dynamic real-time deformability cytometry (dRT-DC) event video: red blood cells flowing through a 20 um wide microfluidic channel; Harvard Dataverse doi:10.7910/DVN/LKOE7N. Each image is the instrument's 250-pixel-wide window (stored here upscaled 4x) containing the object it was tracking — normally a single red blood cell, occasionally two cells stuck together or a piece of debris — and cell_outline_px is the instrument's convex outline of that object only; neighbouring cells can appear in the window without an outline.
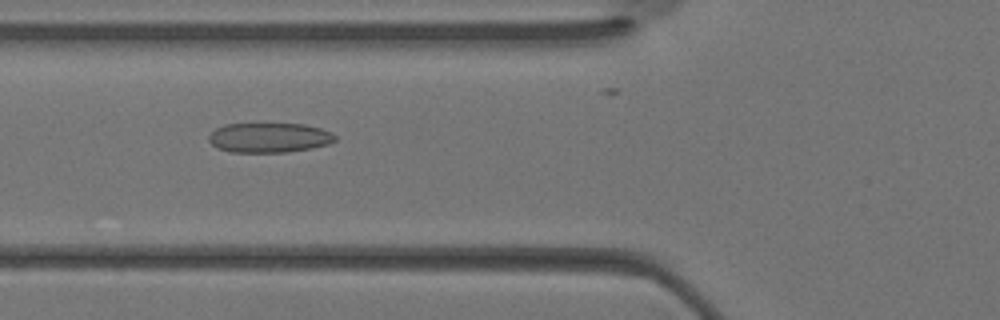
{"species": "Egyptian fruit bat (a non-hibernating species)", "species_latin": "Rousettus aegyptiacus", "temperature_condition": "warm", "stored_images_in_passage": 29, "camera_frame_rate_fps": 3000, "um_per_image_px": 0.085, "animal": {"sex": "female"}, "frame": {"image": 1, "passage_image": 13, "time_ms": 4.0, "image_size_px": [1000, 320], "cell_outline_px": [[336, 140], [328, 144], [312, 148], [288, 152], [232, 152], [216, 148], [208, 140], [208, 136], [216, 128], [224, 124], [304, 124], [320, 128], [332, 132], [336, 136]], "centroid_in_image_um": [22.88, 11.7], "position_along_channel_um": 102.9, "area_um2": 21.96}}
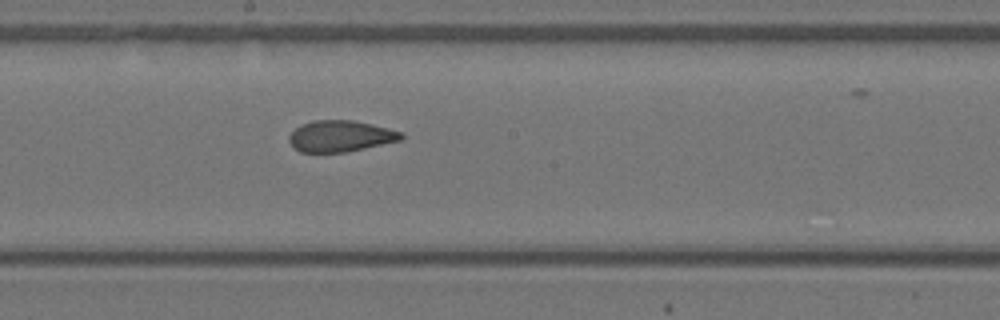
{"frame": {"image": 2, "passage_image": 19, "time_ms": 6.0, "image_size_px": [1000, 320], "cell_outline_px": [[404, 140], [348, 152], [300, 152], [288, 140], [288, 136], [296, 128], [312, 120], [352, 120], [372, 124], [404, 132]], "centroid_in_image_um": [29.01, 11.57], "position_along_channel_um": 219.2, "area_um2": 20.58}}
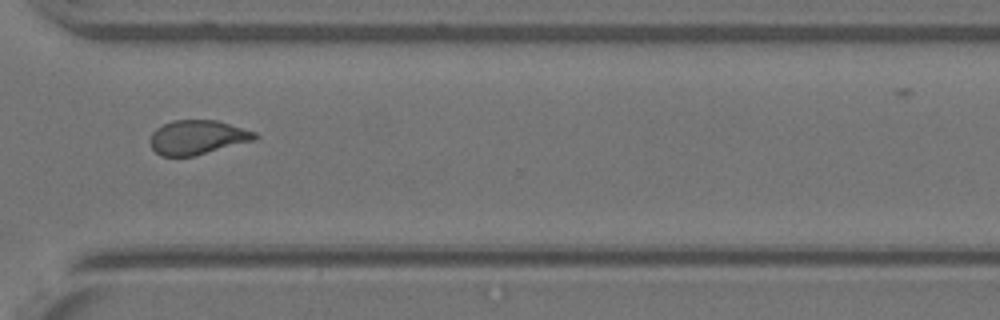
{"frame": {"image": 3, "passage_image": 26, "time_ms": 8.333, "image_size_px": [1000, 320], "cell_outline_px": [[260, 136], [256, 140], [192, 156], [160, 156], [152, 148], [148, 140], [152, 132], [156, 128], [172, 120], [216, 120], [256, 132]], "centroid_in_image_um": [16.77, 11.67], "position_along_channel_um": 353.8, "area_um2": 20.98}}